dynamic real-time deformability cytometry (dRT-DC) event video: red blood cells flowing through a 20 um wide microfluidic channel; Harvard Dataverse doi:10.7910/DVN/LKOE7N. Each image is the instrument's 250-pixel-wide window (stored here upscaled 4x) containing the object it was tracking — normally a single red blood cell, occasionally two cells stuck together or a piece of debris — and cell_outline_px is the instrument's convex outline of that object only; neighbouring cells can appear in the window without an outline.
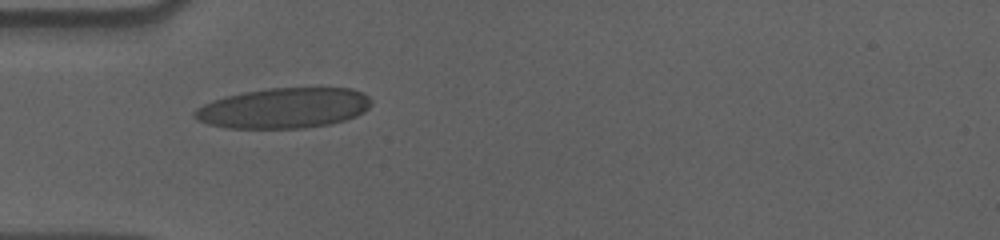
{"species": "human", "species_latin": "Homo sapiens", "temperature_condition": "cold", "stored_images_in_passage": 40, "camera_frame_rate_fps": 3000, "um_per_image_px": 0.085, "donor": {"sex": "male"}, "frame": {"image": 1, "passage_image": 1, "time_ms": 0.0, "image_size_px": [1000, 240], "cell_outline_px": [[372, 104], [364, 112], [356, 116], [332, 124], [304, 128], [224, 128], [208, 124], [196, 120], [192, 116], [192, 112], [196, 108], [212, 100], [224, 96], [244, 92], [268, 88], [352, 88], [368, 96], [372, 100]], "centroid_in_image_um": [24.1, 9.19], "position_along_channel_um": 60.9, "area_um2": 41.91}}
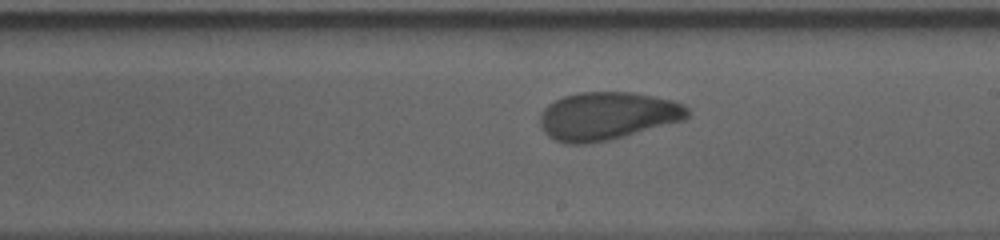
{"frame": {"image": 2, "passage_image": 16, "time_ms": 5.0, "image_size_px": [1000, 240], "cell_outline_px": [[688, 116], [684, 120], [624, 136], [608, 140], [584, 144], [568, 144], [556, 140], [548, 136], [540, 128], [540, 112], [548, 104], [564, 96], [580, 92], [632, 92], [672, 100], [684, 104], [688, 108]], "centroid_in_image_um": [51.59, 9.85], "position_along_channel_um": 237.4, "area_um2": 41.15}}
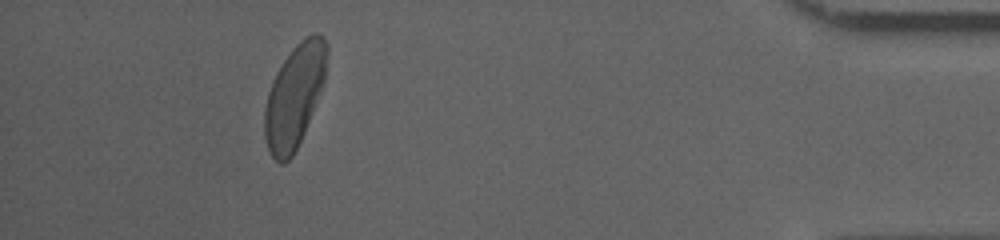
{"frame": {"image": 3, "passage_image": 35, "time_ms": 11.333, "image_size_px": [1000, 240], "cell_outline_px": [[328, 52], [324, 80], [304, 132], [292, 156], [284, 164], [280, 164], [272, 156], [268, 148], [264, 136], [264, 108], [268, 92], [272, 80], [276, 72], [284, 60], [296, 44], [300, 40], [312, 32], [316, 32], [324, 36], [328, 44]], "centroid_in_image_um": [25.02, 8.13], "position_along_channel_um": 410.2, "area_um2": 37.17}, "authors_computed_cell_mechanics": {"area_um2": 40.3444, "velocity_mm_per_s": 3.5953, "shape_relaxation_time_tau1_ms": 6.4766, "shape_relaxation_time_tau2_ms": 1.5514, "deformation_change_tau1": 0.1756, "deformation_change_tau2": 0.0648}}